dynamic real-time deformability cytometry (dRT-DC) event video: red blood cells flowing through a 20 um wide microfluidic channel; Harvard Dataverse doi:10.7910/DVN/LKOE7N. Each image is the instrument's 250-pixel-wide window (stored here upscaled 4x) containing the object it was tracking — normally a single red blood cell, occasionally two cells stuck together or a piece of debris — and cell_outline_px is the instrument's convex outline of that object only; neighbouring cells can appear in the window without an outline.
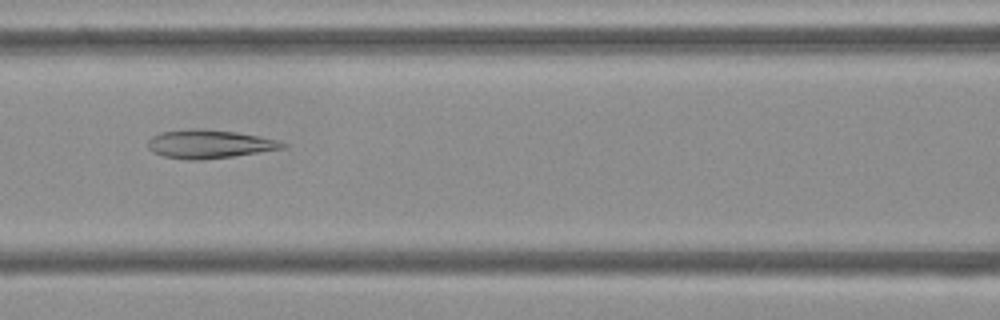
{"species": "Egyptian fruit bat (a non-hibernating species)", "species_latin": "Rousettus aegyptiacus", "temperature_condition": "cold", "stored_images_in_passage": 53, "camera_frame_rate_fps": 3000, "um_per_image_px": 0.085, "frame": {"image": 1, "passage_image": 23, "time_ms": 7.333, "image_size_px": [1000, 320], "cell_outline_px": [[288, 144], [284, 148], [232, 156], [200, 160], [188, 160], [164, 156], [152, 152], [148, 148], [148, 140], [152, 136], [160, 132], [192, 128], [200, 128], [236, 132], [260, 136], [276, 140]], "centroid_in_image_um": [17.75, 12.23], "position_along_channel_um": 148.8, "area_um2": 22.31}}
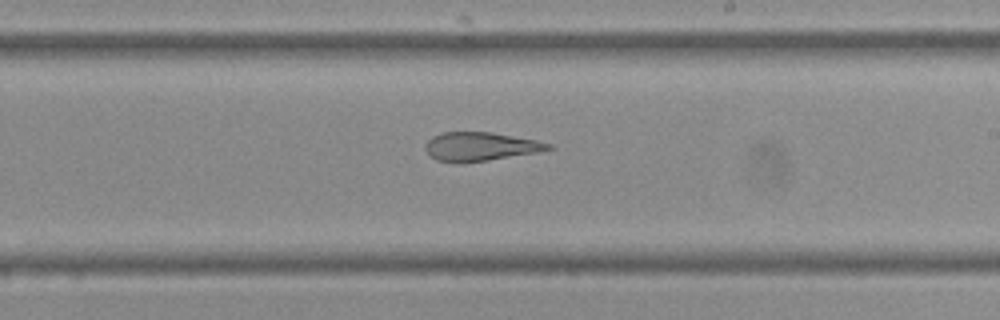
{"frame": {"image": 2, "passage_image": 31, "time_ms": 10.0, "image_size_px": [1000, 320], "cell_outline_px": [[556, 148], [536, 152], [488, 160], [436, 160], [424, 148], [424, 144], [432, 136], [440, 132], [492, 132], [536, 140], [552, 144]], "centroid_in_image_um": [40.86, 12.41], "position_along_channel_um": 248.1, "area_um2": 19.94}}
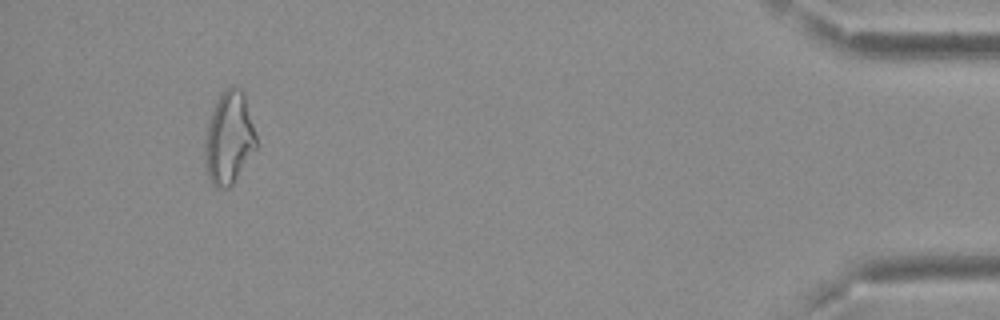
{"frame": {"image": 3, "passage_image": 50, "time_ms": 16.333, "image_size_px": [1000, 320], "cell_outline_px": [[256, 148], [232, 184], [228, 188], [216, 188], [212, 184], [208, 176], [204, 160], [204, 140], [212, 108], [220, 96], [232, 84], [240, 88], [244, 92], [256, 136]], "centroid_in_image_um": [19.44, 11.73], "position_along_channel_um": 415.8, "area_um2": 27.57}, "authors_computed_cell_mechanics": {"area_um2": 25.4898, "velocity_mm_per_s": 3.7391, "shape_relaxation_time_tau1_ms": null, "shape_relaxation_time_tau2_ms": 3.1808, "deformation_change_tau1": null, "deformation_change_tau2": 0.127}}